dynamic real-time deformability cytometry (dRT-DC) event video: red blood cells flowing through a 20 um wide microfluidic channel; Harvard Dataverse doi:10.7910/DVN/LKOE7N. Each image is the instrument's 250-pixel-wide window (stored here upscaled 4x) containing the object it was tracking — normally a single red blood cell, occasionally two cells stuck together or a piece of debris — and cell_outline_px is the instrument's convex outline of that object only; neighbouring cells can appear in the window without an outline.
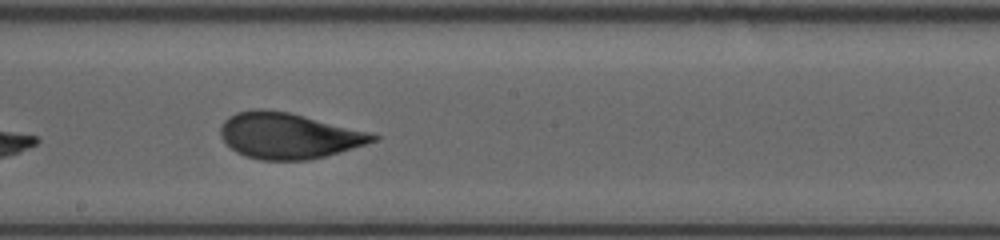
{"species": "human", "species_latin": "Homo sapiens", "temperature_condition": "room temperature", "stored_images_in_passage": 15, "camera_frame_rate_fps": 3000, "um_per_image_px": 0.085, "donor": {"sex": "female"}, "frame": {"image": 1, "passage_image": 13, "time_ms": 4.0, "image_size_px": [1000, 240], "cell_outline_px": [[380, 136], [376, 140], [340, 152], [308, 160], [260, 160], [236, 152], [220, 136], [220, 128], [224, 120], [228, 116], [236, 112], [252, 108], [264, 108], [288, 112], [368, 132]], "centroid_in_image_um": [24.46, 11.52], "position_along_channel_um": 223.7, "area_um2": 40.34}}